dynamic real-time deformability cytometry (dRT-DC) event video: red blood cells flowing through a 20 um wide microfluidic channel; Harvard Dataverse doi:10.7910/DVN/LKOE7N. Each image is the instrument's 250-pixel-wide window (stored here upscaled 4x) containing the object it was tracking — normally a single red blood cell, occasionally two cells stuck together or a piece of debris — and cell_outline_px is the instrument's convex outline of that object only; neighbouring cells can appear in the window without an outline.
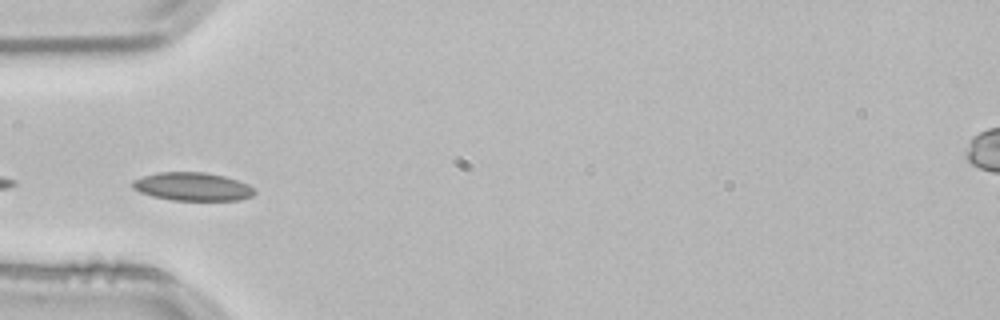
{"species": "common noctule bat (a hibernating species)", "species_latin": "Nyctalus noctula", "temperature_condition": "room temperature", "stored_images_in_passage": 15, "camera_frame_rate_fps": 3000, "um_per_image_px": 0.085, "animal": {"sex": "male", "body_mass_g": 21.5, "forearm_length_mm": 52.0}, "frame": {"image": 1, "passage_image": 12, "time_ms": 3.667, "image_size_px": [1000, 320], "cell_outline_px": [[256, 192], [252, 196], [240, 200], [172, 200], [152, 196], [140, 192], [132, 188], [132, 180], [144, 176], [160, 172], [204, 172], [224, 176], [248, 184]], "centroid_in_image_um": [16.35, 15.86], "position_along_channel_um": 68.6, "area_um2": 20.0}}